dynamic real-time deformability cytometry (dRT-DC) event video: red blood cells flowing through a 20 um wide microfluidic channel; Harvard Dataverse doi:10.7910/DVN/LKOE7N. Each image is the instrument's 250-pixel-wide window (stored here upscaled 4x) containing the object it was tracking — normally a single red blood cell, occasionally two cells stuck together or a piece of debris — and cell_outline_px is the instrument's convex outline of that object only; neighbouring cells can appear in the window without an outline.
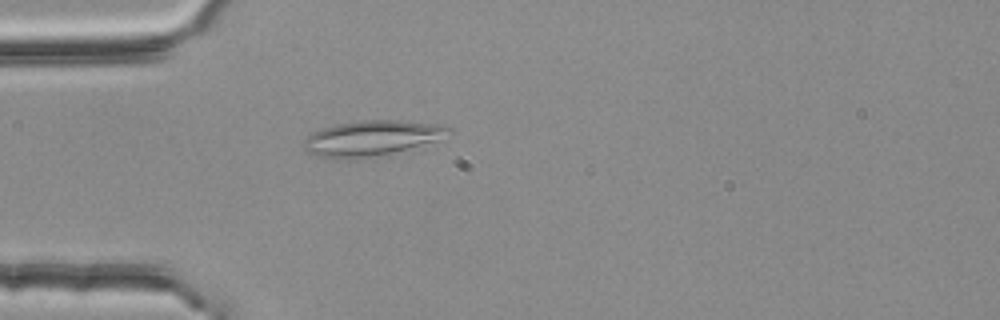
{"species": "common noctule bat (a hibernating species)", "species_latin": "Nyctalus noctula", "temperature_condition": "room temperature", "stored_images_in_passage": 44, "camera_frame_rate_fps": 3000, "um_per_image_px": 0.085, "animal": {"sex": "female", "body_mass_g": 25.1}, "frame": {"image": 1, "passage_image": 6, "time_ms": 1.667, "image_size_px": [1000, 320], "cell_outline_px": [[452, 132], [440, 140], [392, 152], [364, 156], [316, 156], [308, 152], [300, 144], [312, 132], [324, 128], [340, 124], [360, 120], [400, 120], [444, 124], [452, 128]], "centroid_in_image_um": [31.67, 11.68], "position_along_channel_um": 53.3, "area_um2": 28.96}}
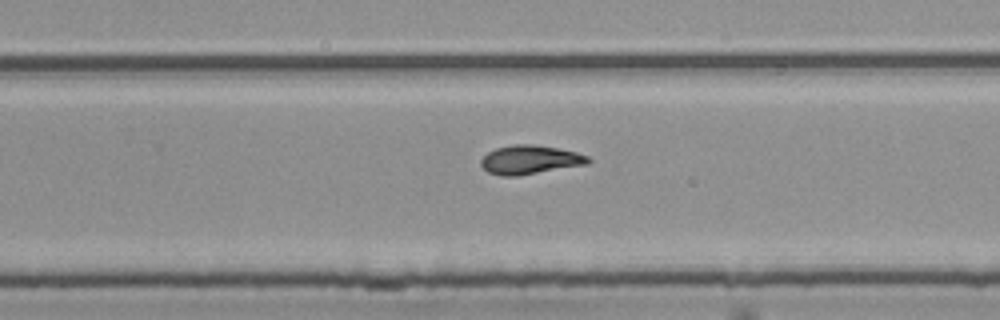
{"frame": {"image": 2, "passage_image": 25, "time_ms": 8.0, "image_size_px": [1000, 320], "cell_outline_px": [[592, 160], [588, 164], [516, 176], [500, 176], [488, 172], [480, 164], [480, 160], [488, 152], [496, 148], [512, 144], [532, 144], [560, 148], [576, 152], [588, 156]], "centroid_in_image_um": [45.05, 13.57], "position_along_channel_um": 284.7, "area_um2": 18.09}}
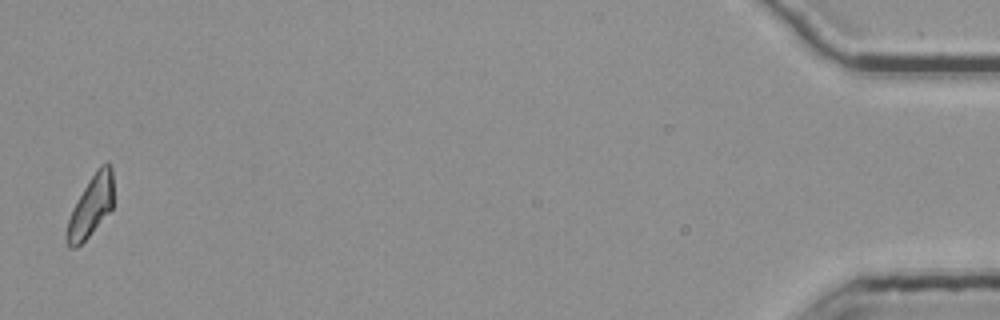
{"frame": {"image": 3, "passage_image": 44, "time_ms": 14.333, "image_size_px": [1000, 320], "cell_outline_px": [[112, 208], [88, 236], [76, 248], [68, 248], [64, 240], [64, 236], [68, 220], [72, 208], [96, 168], [100, 164], [108, 160], [112, 164]], "centroid_in_image_um": [7.69, 17.52], "position_along_channel_um": 427.5, "area_um2": 16.65}, "authors_computed_cell_mechanics": {"area_um2": 17.5423, "velocity_mm_per_s": 3.7718, "shape_relaxation_time_tau1_ms": 9.9949, "shape_relaxation_time_tau2_ms": 7.2785, "deformation_change_tau1": 0.2275, "deformation_change_tau2": 0.1345}}